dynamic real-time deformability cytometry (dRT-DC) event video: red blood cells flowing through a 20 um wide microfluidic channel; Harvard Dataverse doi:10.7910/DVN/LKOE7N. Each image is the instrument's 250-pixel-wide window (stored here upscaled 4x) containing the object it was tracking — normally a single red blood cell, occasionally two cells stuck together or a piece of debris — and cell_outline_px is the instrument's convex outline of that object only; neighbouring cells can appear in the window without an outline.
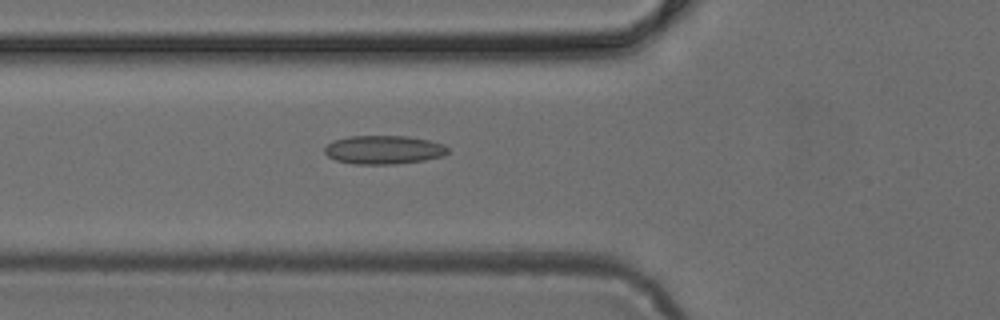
{"species": "common noctule bat (a hibernating species)", "species_latin": "Nyctalus noctula", "temperature_condition": "cold", "stored_images_in_passage": 36, "camera_frame_rate_fps": 3000, "um_per_image_px": 0.085, "animal": {"sex": "female", "body_mass_g": 24.6, "forearm_length_mm": 56.2}, "frame": {"image": 1, "passage_image": 5, "time_ms": 1.333, "image_size_px": [1000, 320], "cell_outline_px": [[448, 152], [444, 156], [424, 160], [396, 164], [352, 164], [336, 160], [328, 156], [324, 152], [324, 148], [332, 140], [348, 136], [408, 136], [428, 140], [444, 144], [448, 148]], "centroid_in_image_um": [32.61, 12.73], "position_along_channel_um": 93.2, "area_um2": 20.69}}
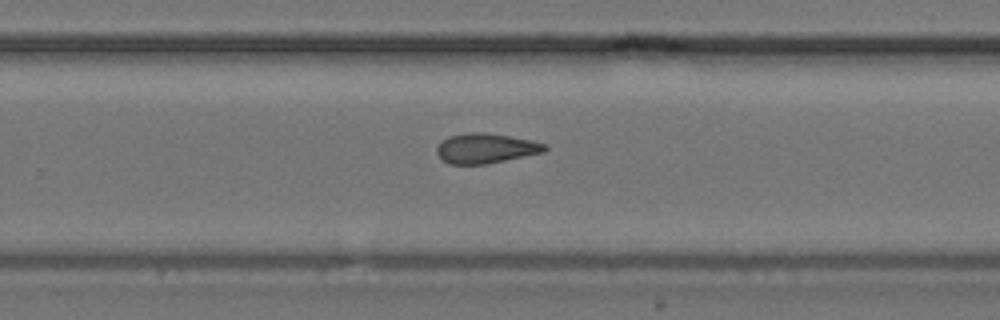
{"frame": {"image": 2, "passage_image": 19, "time_ms": 6.0, "image_size_px": [1000, 320], "cell_outline_px": [[548, 148], [544, 152], [488, 164], [448, 164], [436, 152], [436, 148], [440, 140], [448, 136], [468, 132], [484, 132], [532, 140], [548, 144]], "centroid_in_image_um": [41.29, 12.6], "position_along_channel_um": 288.5, "area_um2": 19.02}}
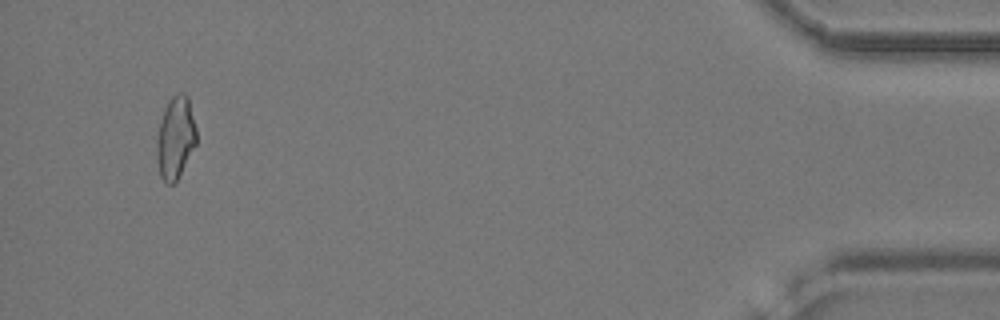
{"frame": {"image": 3, "passage_image": 34, "time_ms": 11.0, "image_size_px": [1000, 320], "cell_outline_px": [[196, 144], [176, 184], [168, 184], [160, 176], [156, 160], [156, 140], [160, 120], [164, 108], [168, 100], [172, 96], [180, 92], [184, 92], [188, 96], [196, 128]], "centroid_in_image_um": [14.9, 11.72], "position_along_channel_um": 420.3, "area_um2": 19.42}}